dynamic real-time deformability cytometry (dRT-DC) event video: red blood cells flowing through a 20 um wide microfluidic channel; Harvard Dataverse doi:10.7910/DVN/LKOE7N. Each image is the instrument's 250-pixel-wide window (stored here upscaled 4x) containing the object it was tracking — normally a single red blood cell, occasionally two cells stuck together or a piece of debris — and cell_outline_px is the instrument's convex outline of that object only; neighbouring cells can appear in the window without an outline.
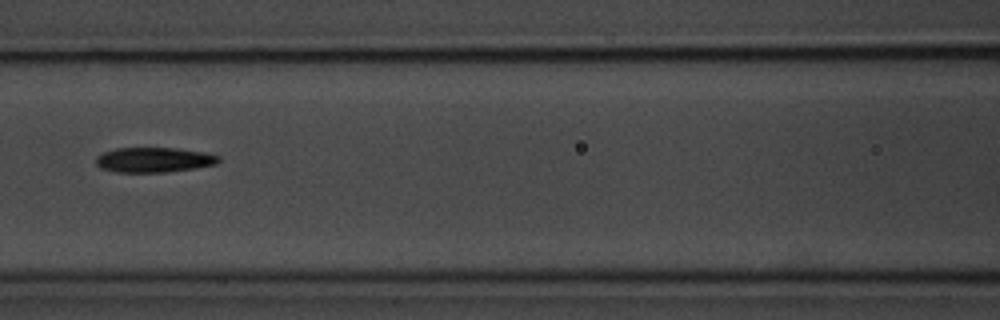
{"species": "common noctule bat (a hibernating species)", "species_latin": "Nyctalus noctula", "temperature_condition": "room temperature", "stored_images_in_passage": 4, "camera_frame_rate_fps": 3000, "um_per_image_px": 0.085, "animal": {"sex": "male", "body_mass_g": 20.1, "forearm_length_mm": 53.5}, "frame": {"image": 1, "passage_image": 4, "time_ms": 4.333, "image_size_px": [1000, 320], "cell_outline_px": [[220, 160], [216, 164], [196, 168], [164, 172], [116, 172], [100, 168], [96, 164], [96, 156], [104, 152], [116, 148], [176, 148], [204, 152], [220, 156]], "centroid_in_image_um": [13.08, 13.58], "position_along_channel_um": 153.5, "area_um2": 17.86}}